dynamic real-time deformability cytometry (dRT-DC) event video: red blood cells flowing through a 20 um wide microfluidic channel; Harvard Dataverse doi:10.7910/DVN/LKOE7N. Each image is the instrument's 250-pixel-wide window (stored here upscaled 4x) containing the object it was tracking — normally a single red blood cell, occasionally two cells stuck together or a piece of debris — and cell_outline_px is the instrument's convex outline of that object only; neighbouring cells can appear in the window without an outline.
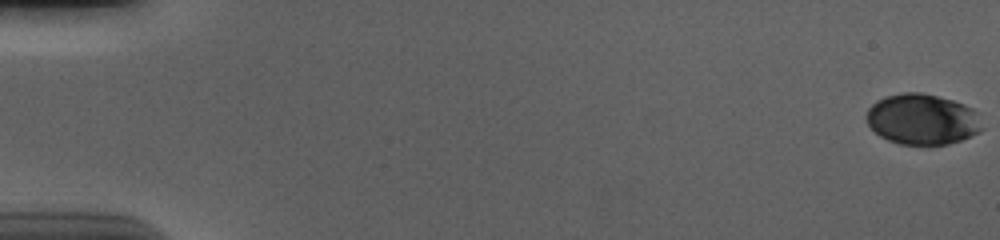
{"species": "human", "species_latin": "Homo sapiens", "temperature_condition": "cold", "stored_images_in_passage": 58, "camera_frame_rate_fps": 3000, "um_per_image_px": 0.085, "donor": {"sex": "male"}, "frame": {"image": 1, "passage_image": 1, "time_ms": 0.0, "image_size_px": [1000, 240], "cell_outline_px": [[984, 128], [980, 132], [960, 140], [948, 144], [900, 144], [888, 140], [880, 136], [868, 124], [864, 116], [868, 108], [876, 100], [884, 96], [904, 92], [920, 92], [952, 100], [964, 104], [972, 108], [976, 112]], "centroid_in_image_um": [78.38, 10.13], "position_along_channel_um": 6.6, "area_um2": 34.28}}
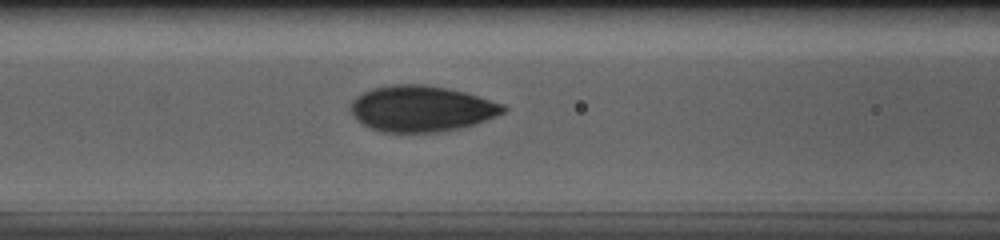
{"frame": {"image": 2, "passage_image": 26, "time_ms": 8.333, "image_size_px": [1000, 240], "cell_outline_px": [[508, 108], [504, 112], [496, 116], [460, 128], [436, 132], [380, 132], [368, 128], [356, 120], [352, 112], [352, 100], [364, 92], [372, 88], [396, 84], [424, 84], [464, 92], [504, 104]], "centroid_in_image_um": [35.8, 9.24], "position_along_channel_um": 130.8, "area_um2": 40.58}}
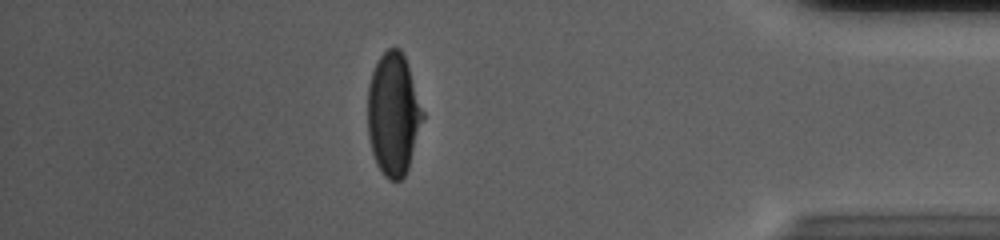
{"frame": {"image": 3, "passage_image": 51, "time_ms": 16.667, "image_size_px": [1000, 240], "cell_outline_px": [[424, 116], [408, 168], [404, 176], [400, 180], [388, 180], [384, 176], [376, 164], [372, 152], [368, 136], [368, 84], [372, 72], [380, 56], [388, 48], [400, 48], [408, 64], [424, 112]], "centroid_in_image_um": [33.43, 9.7], "position_along_channel_um": 401.8, "area_um2": 39.3}, "authors_computed_cell_mechanics": {"area_um2": 40.0554, "velocity_mm_per_s": 3.6812, "shape_relaxation_time_tau1_ms": 3.9426, "shape_relaxation_time_tau2_ms": null, "deformation_change_tau1": 0.1618, "deformation_change_tau2": null}}